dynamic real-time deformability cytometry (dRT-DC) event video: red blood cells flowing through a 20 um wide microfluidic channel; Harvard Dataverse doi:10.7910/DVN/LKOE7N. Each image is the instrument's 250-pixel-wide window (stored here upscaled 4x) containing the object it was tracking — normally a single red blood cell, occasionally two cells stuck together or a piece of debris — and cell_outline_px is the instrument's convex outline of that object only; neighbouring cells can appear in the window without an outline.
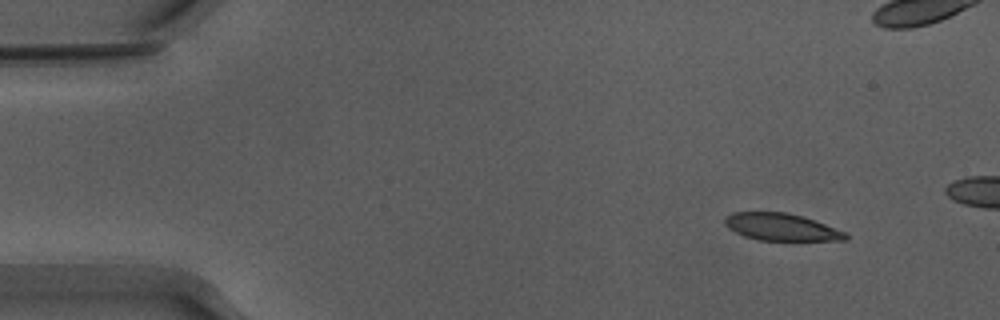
{"species": "Egyptian fruit bat (a non-hibernating species)", "species_latin": "Rousettus aegyptiacus", "temperature_condition": "warm", "stored_images_in_passage": 50, "camera_frame_rate_fps": 3000, "um_per_image_px": 0.085, "animal": {"sex": "male"}, "frame": {"image": 1, "passage_image": 1, "time_ms": 0.0, "image_size_px": [1000, 320], "cell_outline_px": [[848, 240], [760, 240], [744, 236], [728, 228], [724, 224], [724, 216], [732, 212], [788, 212], [848, 232]], "centroid_in_image_um": [66.39, 19.29], "position_along_channel_um": 18.6, "area_um2": 19.07}}
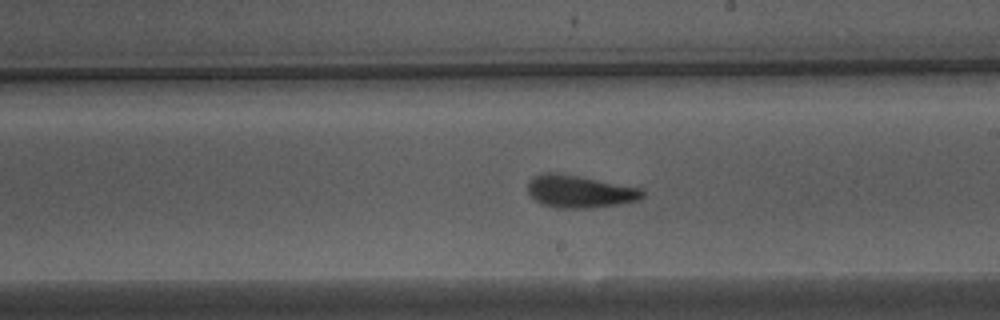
{"frame": {"image": 2, "passage_image": 26, "time_ms": 8.333, "image_size_px": [1000, 320], "cell_outline_px": [[644, 196], [640, 200], [616, 204], [588, 208], [556, 208], [540, 204], [528, 192], [528, 180], [540, 172], [560, 172], [640, 188], [644, 192]], "centroid_in_image_um": [49.22, 16.26], "position_along_channel_um": 239.8, "area_um2": 21.85}}
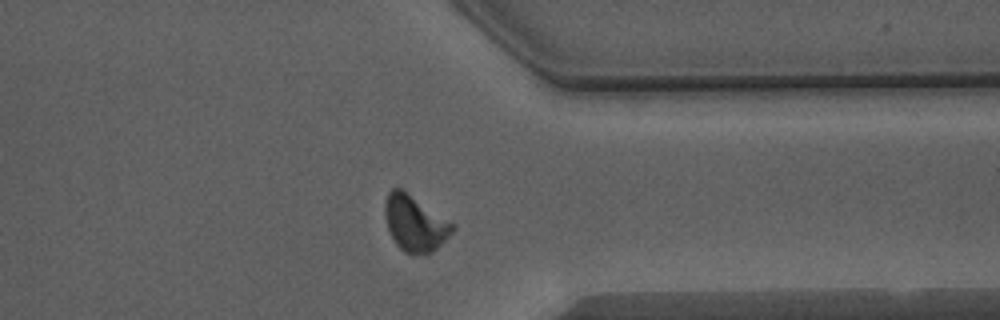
{"frame": {"image": 3, "passage_image": 37, "time_ms": 12.0, "image_size_px": [1000, 320], "cell_outline_px": [[456, 228], [432, 252], [404, 252], [396, 244], [388, 228], [384, 216], [384, 204], [388, 192], [392, 188], [400, 188], [456, 224]], "centroid_in_image_um": [35.26, 18.95], "position_along_channel_um": 376.1, "area_um2": 21.56}, "authors_computed_cell_mechanics": {"area_um2": 21.0681, "velocity_mm_per_s": 3.8646, "shape_relaxation_time_tau1_ms": 4.2805, "shape_relaxation_time_tau2_ms": 1.9006, "deformation_change_tau1": 0.1692, "deformation_change_tau2": 0.0974}}